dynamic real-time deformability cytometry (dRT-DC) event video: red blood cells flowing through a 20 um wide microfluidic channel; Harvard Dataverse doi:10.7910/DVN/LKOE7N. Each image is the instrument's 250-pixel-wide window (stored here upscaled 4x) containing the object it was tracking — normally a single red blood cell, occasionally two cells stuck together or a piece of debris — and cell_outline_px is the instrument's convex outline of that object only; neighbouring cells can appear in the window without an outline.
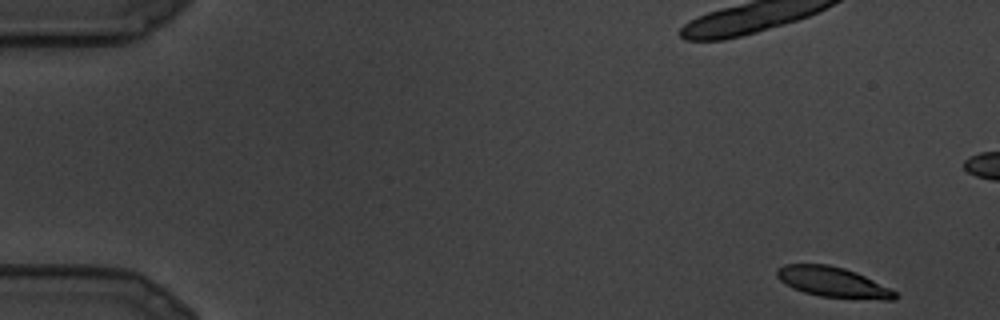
{"species": "common noctule bat (a hibernating species)", "species_latin": "Nyctalus noctula", "temperature_condition": "cold", "stored_images_in_passage": 7, "camera_frame_rate_fps": 3000, "um_per_image_px": 0.085, "animal": {"sex": "male", "body_mass_g": 19.5, "forearm_length_mm": 54.6}, "frame": {"image": 1, "passage_image": 1, "time_ms": 0.0, "image_size_px": [1000, 320], "cell_outline_px": [[900, 296], [896, 300], [884, 300], [820, 296], [804, 292], [792, 288], [780, 280], [776, 276], [776, 268], [784, 264], [828, 264], [844, 268], [856, 272], [896, 292]], "centroid_in_image_um": [70.78, 23.98], "position_along_channel_um": 14.2, "area_um2": 20.75}}